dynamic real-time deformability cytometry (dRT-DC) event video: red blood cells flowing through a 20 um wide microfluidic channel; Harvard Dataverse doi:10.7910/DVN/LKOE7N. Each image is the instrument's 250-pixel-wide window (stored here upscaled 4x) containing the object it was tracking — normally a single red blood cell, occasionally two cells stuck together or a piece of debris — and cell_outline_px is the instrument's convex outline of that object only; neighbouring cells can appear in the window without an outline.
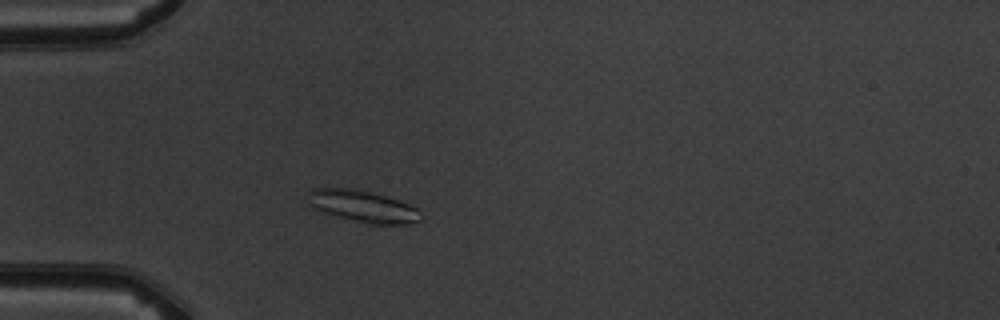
{"species": "common noctule bat (a hibernating species)", "species_latin": "Nyctalus noctula", "temperature_condition": "warm", "stored_images_in_passage": 3, "camera_frame_rate_fps": 3000, "um_per_image_px": 0.085, "animal": {"sex": "male", "body_mass_g": 19.5, "forearm_length_mm": 54.6}, "frame": {"image": 1, "passage_image": 3, "time_ms": 2.333, "image_size_px": [1000, 320], "cell_outline_px": [[420, 220], [408, 224], [368, 224], [324, 212], [308, 204], [308, 192], [312, 188], [356, 188], [384, 196], [408, 204], [416, 208], [420, 212]], "centroid_in_image_um": [30.82, 17.53], "position_along_channel_um": 54.2, "area_um2": 20.58}}